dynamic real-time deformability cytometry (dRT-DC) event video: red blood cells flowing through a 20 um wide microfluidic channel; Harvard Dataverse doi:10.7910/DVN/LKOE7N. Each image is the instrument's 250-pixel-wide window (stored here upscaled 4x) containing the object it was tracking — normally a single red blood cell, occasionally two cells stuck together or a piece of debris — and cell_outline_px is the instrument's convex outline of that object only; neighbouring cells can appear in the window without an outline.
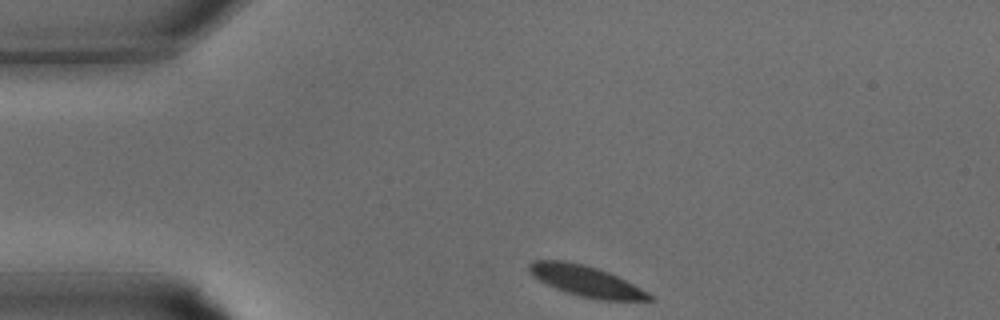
{"species": "common noctule bat (a hibernating species)", "species_latin": "Nyctalus noctula", "temperature_condition": "warm", "stored_images_in_passage": 22, "camera_frame_rate_fps": 3000, "um_per_image_px": 0.085, "animal": {"sex": "male", "body_mass_g": 15.6}, "frame": {"image": 1, "passage_image": 1, "time_ms": 0.0, "image_size_px": [1000, 320], "cell_outline_px": [[656, 300], [600, 300], [580, 296], [556, 288], [540, 280], [528, 268], [528, 264], [532, 260], [564, 260], [584, 264], [608, 272], [656, 296]], "centroid_in_image_um": [49.86, 23.89], "position_along_channel_um": 35.1, "area_um2": 21.15}}
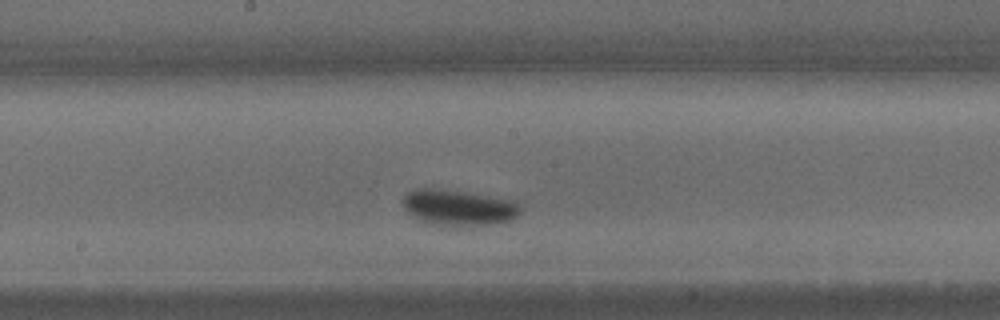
{"frame": {"image": 2, "passage_image": 12, "time_ms": 3.667, "image_size_px": [1000, 320], "cell_outline_px": [[524, 208], [512, 220], [500, 224], [464, 228], [456, 228], [424, 224], [412, 216], [404, 208], [400, 200], [408, 192], [416, 188], [436, 188], [464, 192], [512, 200], [520, 204]], "centroid_in_image_um": [38.97, 17.7], "position_along_channel_um": 209.2, "area_um2": 25.72}}
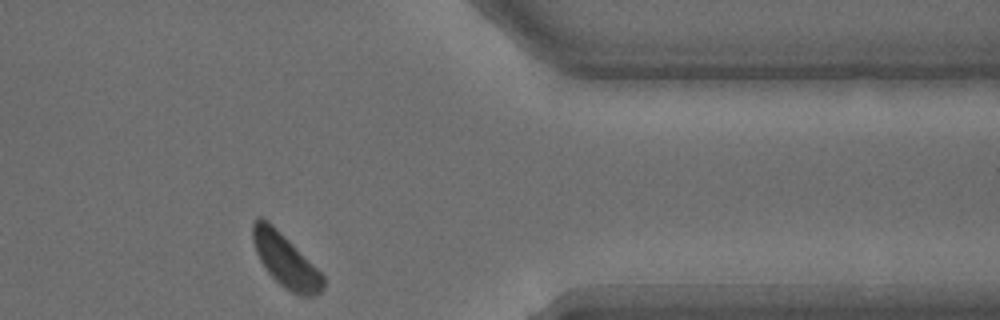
{"frame": {"image": 3, "passage_image": 22, "time_ms": 7.0, "image_size_px": [1000, 320], "cell_outline_px": [[324, 288], [320, 292], [312, 296], [300, 296], [284, 288], [268, 272], [260, 260], [256, 252], [252, 240], [252, 224], [260, 216], [268, 220], [324, 276]], "centroid_in_image_um": [24.25, 22.15], "position_along_channel_um": 387.2, "area_um2": 21.39}}